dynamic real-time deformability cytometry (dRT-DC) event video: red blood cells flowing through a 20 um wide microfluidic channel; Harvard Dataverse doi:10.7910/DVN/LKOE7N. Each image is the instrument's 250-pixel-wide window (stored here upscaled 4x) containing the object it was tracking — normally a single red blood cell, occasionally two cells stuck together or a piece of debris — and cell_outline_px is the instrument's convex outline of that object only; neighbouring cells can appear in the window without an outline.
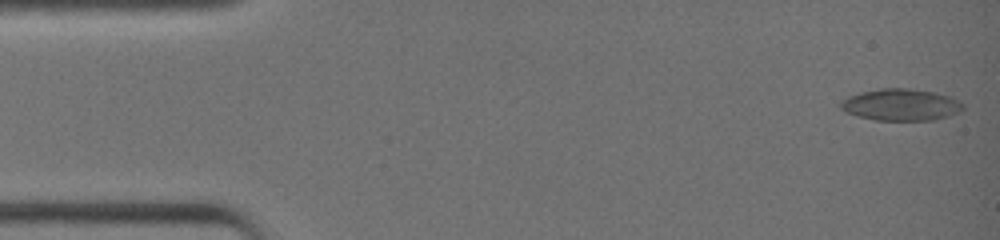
{"species": "common noctule bat (a hibernating species)", "species_latin": "Nyctalus noctula", "temperature_condition": "warm", "stored_images_in_passage": 41, "camera_frame_rate_fps": 3000, "um_per_image_px": 0.085, "animal": {"sex": "female", "body_mass_g": 19.0, "forearm_length_mm": 51.5}, "frame": {"image": 1, "passage_image": 1, "time_ms": 0.0, "image_size_px": [1000, 240], "cell_outline_px": [[964, 108], [960, 112], [948, 116], [932, 120], [876, 120], [856, 116], [840, 108], [840, 100], [848, 96], [860, 92], [880, 88], [912, 88], [936, 92], [952, 96], [964, 104]], "centroid_in_image_um": [76.6, 8.89], "position_along_channel_um": 8.4, "area_um2": 22.95}}
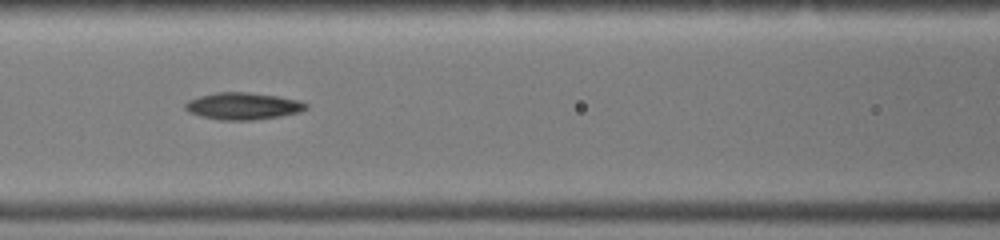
{"frame": {"image": 2, "passage_image": 18, "time_ms": 5.667, "image_size_px": [1000, 240], "cell_outline_px": [[308, 108], [300, 112], [280, 116], [252, 120], [220, 120], [200, 116], [188, 112], [184, 108], [184, 104], [188, 100], [200, 96], [216, 92], [248, 92], [276, 96], [300, 100], [308, 104]], "centroid_in_image_um": [20.64, 9.02], "position_along_channel_um": 146.0, "area_um2": 19.07}}
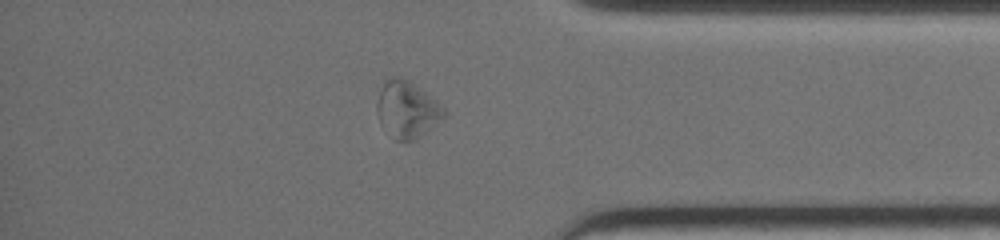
{"frame": {"image": 3, "passage_image": 35, "time_ms": 11.333, "image_size_px": [1000, 240], "cell_outline_px": [[444, 116], [428, 132], [412, 140], [396, 140], [380, 124], [376, 112], [376, 104], [384, 80], [392, 76], [400, 76], [408, 80], [432, 96], [444, 108]], "centroid_in_image_um": [34.57, 9.29], "position_along_channel_um": 400.6, "area_um2": 22.08}, "authors_computed_cell_mechanics": {"area_um2": 19.2474, "velocity_mm_per_s": 4.6109, "shape_relaxation_time_tau1_ms": null, "shape_relaxation_time_tau2_ms": 2.07, "deformation_change_tau1": null, "deformation_change_tau2": 0.1042}}